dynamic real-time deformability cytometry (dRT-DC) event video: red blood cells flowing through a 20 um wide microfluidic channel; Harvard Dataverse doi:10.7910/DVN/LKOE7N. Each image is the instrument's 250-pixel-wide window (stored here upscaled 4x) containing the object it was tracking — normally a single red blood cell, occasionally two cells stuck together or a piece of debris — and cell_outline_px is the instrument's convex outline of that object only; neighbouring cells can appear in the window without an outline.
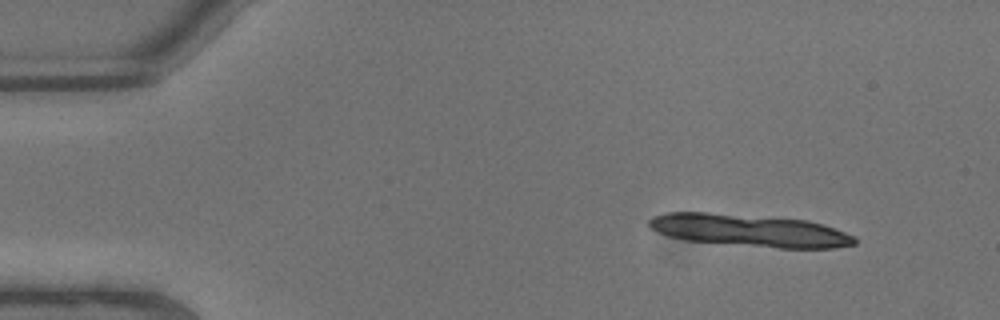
{"species": "common noctule bat (a hibernating species)", "species_latin": "Nyctalus noctula", "temperature_condition": "warm", "stored_images_in_passage": 5, "segment_of_instrument_passage": [1, 2], "camera_frame_rate_fps": 3000, "um_per_image_px": 0.085, "animal": {"sex": "male", "body_mass_g": 13.3}, "frame": {"image": 1, "passage_image": 1, "time_ms": 0.0, "image_size_px": [1000, 320], "cell_outline_px": [[856, 244], [836, 248], [780, 248], [684, 240], [668, 236], [656, 232], [648, 228], [648, 220], [652, 216], [668, 212], [708, 212], [808, 220], [856, 236]], "centroid_in_image_um": [63.66, 19.59], "position_along_channel_um": 21.3, "area_um2": 38.78}}